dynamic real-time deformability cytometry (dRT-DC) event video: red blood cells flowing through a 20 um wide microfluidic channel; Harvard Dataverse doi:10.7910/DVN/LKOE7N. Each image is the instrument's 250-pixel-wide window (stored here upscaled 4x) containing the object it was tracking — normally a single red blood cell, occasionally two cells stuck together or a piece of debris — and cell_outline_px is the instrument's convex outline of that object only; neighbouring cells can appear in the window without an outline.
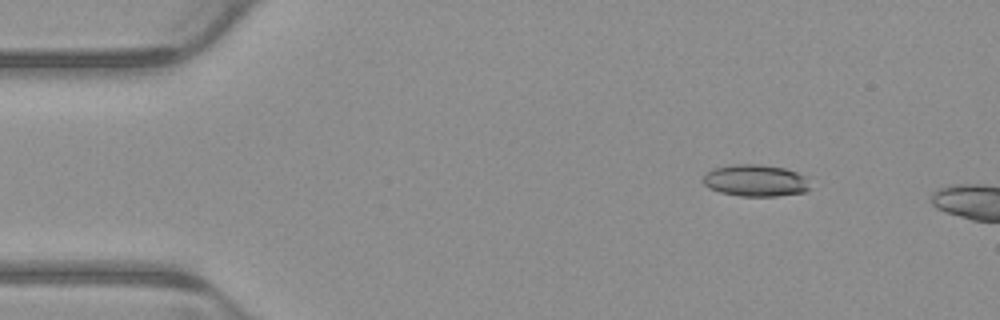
{"species": "common noctule bat (a hibernating species)", "species_latin": "Nyctalus noctula", "temperature_condition": "warm", "stored_images_in_passage": 3, "camera_frame_rate_fps": 3000, "um_per_image_px": 0.085, "animal": {"sex": "male", "body_mass_g": 23.1, "forearm_length_mm": 52.7}, "frame": {"image": 1, "passage_image": 2, "time_ms": 0.333, "image_size_px": [1000, 320], "cell_outline_px": [[812, 188], [808, 192], [776, 196], [740, 196], [720, 192], [708, 188], [700, 180], [712, 168], [736, 164], [760, 164], [784, 168], [796, 172], [804, 176]], "centroid_in_image_um": [64.22, 15.35], "position_along_channel_um": 20.8, "area_um2": 20.06}}